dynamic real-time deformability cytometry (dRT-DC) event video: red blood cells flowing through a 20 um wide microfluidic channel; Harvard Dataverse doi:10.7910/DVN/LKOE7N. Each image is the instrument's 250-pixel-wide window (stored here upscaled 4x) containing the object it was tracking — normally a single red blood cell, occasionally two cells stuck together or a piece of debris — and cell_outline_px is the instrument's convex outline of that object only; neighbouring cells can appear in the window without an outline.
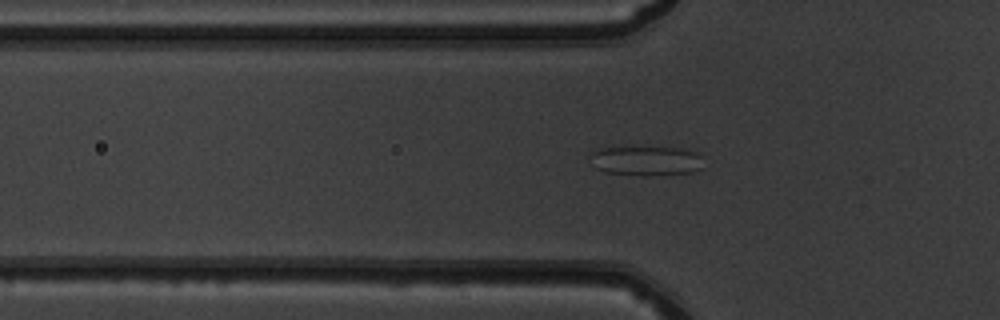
{"species": "common noctule bat (a hibernating species)", "species_latin": "Nyctalus noctula", "temperature_condition": "warm", "stored_images_in_passage": 46, "camera_frame_rate_fps": 3000, "um_per_image_px": 0.085, "animal": {"sex": "male", "body_mass_g": 19.5, "forearm_length_mm": 54.6}, "frame": {"image": 1, "passage_image": 13, "time_ms": 4.0, "image_size_px": [1000, 320], "cell_outline_px": [[700, 168], [692, 172], [668, 176], [640, 176], [604, 172], [596, 168], [588, 156], [592, 152], [600, 148], [680, 148], [700, 152]], "centroid_in_image_um": [54.92, 13.7], "position_along_channel_um": 70.9, "area_um2": 19.71}}
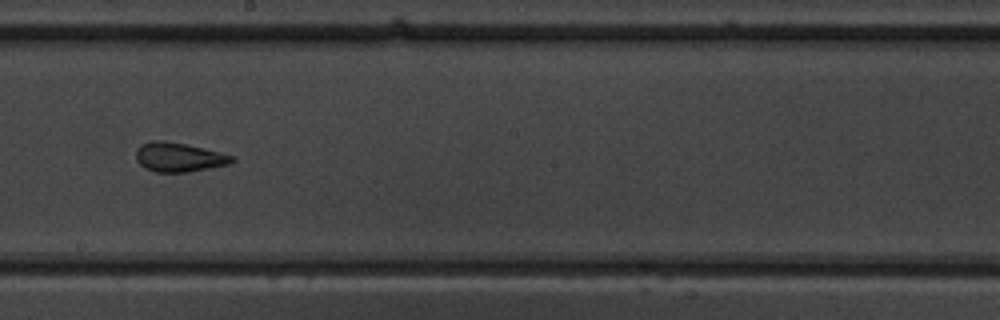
{"frame": {"image": 2, "passage_image": 25, "time_ms": 8.0, "image_size_px": [1000, 320], "cell_outline_px": [[236, 160], [232, 164], [188, 172], [156, 172], [144, 168], [136, 160], [136, 148], [140, 144], [152, 140], [164, 140], [204, 148], [220, 152], [232, 156]], "centroid_in_image_um": [15.19, 13.36], "position_along_channel_um": 233.0, "area_um2": 16.53}}
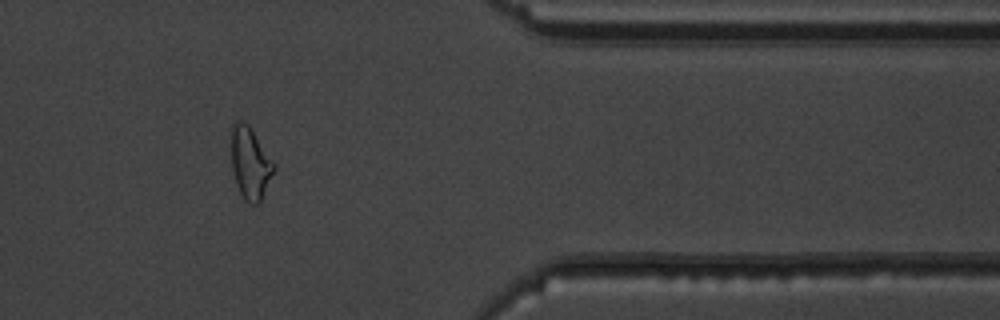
{"frame": {"image": 3, "passage_image": 38, "time_ms": 12.333, "image_size_px": [1000, 320], "cell_outline_px": [[276, 168], [260, 204], [252, 204], [244, 200], [236, 184], [232, 168], [232, 124], [236, 120], [244, 120], [248, 124], [276, 164]], "centroid_in_image_um": [21.29, 13.88], "position_along_channel_um": 390.1, "area_um2": 18.03}, "authors_computed_cell_mechanics": {"area_um2": 17.5423, "velocity_mm_per_s": 4.0503, "shape_relaxation_time_tau1_ms": 8.8495, "shape_relaxation_time_tau2_ms": 1.0243, "deformation_change_tau1": 0.2161, "deformation_change_tau2": 0.0977}}